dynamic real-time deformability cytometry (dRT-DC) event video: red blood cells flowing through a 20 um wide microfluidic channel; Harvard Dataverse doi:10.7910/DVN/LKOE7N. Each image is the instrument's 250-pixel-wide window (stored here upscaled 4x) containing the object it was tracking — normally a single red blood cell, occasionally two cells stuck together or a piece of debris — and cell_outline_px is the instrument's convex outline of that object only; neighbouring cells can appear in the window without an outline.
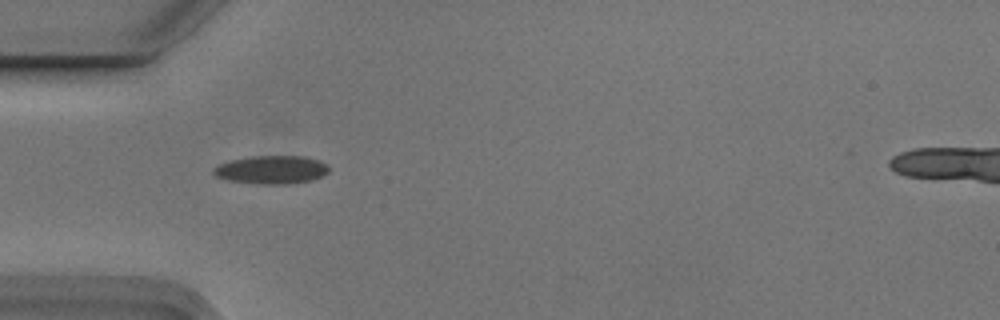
{"species": "Egyptian fruit bat (a non-hibernating species)", "species_latin": "Rousettus aegyptiacus", "temperature_condition": "cold", "stored_images_in_passage": 3, "camera_frame_rate_fps": 3000, "um_per_image_px": 0.085, "animal": {"sex": "male"}, "frame": {"image": 1, "passage_image": 2, "time_ms": 0.333, "image_size_px": [1000, 320], "cell_outline_px": [[328, 172], [312, 180], [284, 184], [260, 184], [228, 180], [216, 176], [212, 172], [212, 168], [220, 164], [232, 160], [252, 156], [304, 156], [320, 160], [328, 164]], "centroid_in_image_um": [23.08, 14.42], "position_along_channel_um": 61.9, "area_um2": 18.9}}
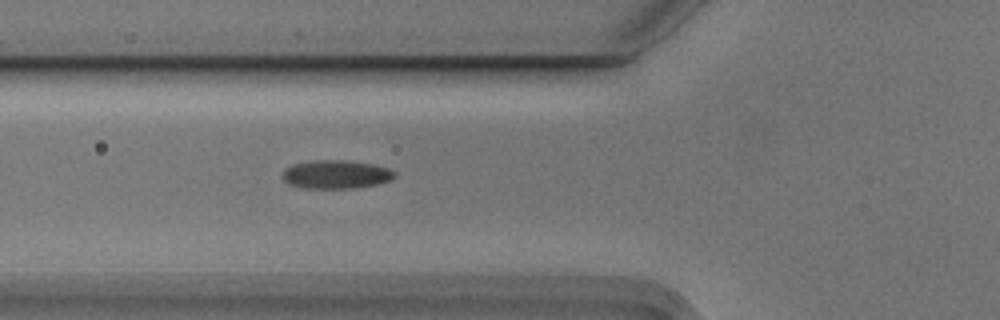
{"frame": {"image": 2, "passage_image": 3, "time_ms": 0.667, "image_size_px": [1000, 320], "cell_outline_px": [[396, 176], [392, 180], [376, 184], [356, 188], [304, 188], [288, 184], [284, 180], [284, 168], [292, 164], [316, 160], [344, 160], [376, 164], [388, 168], [396, 172]], "centroid_in_image_um": [28.6, 14.82], "position_along_channel_um": 97.2, "area_um2": 18.73}}